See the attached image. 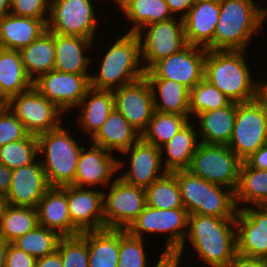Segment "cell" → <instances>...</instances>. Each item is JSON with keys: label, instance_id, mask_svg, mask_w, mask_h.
Instances as JSON below:
<instances>
[{"label": "cell", "instance_id": "6da1fadb", "mask_svg": "<svg viewBox=\"0 0 267 267\" xmlns=\"http://www.w3.org/2000/svg\"><path fill=\"white\" fill-rule=\"evenodd\" d=\"M186 240L200 258L202 267H225L237 253L235 218L190 214L186 237L175 252L180 257Z\"/></svg>", "mask_w": 267, "mask_h": 267}, {"label": "cell", "instance_id": "7a4b0ae2", "mask_svg": "<svg viewBox=\"0 0 267 267\" xmlns=\"http://www.w3.org/2000/svg\"><path fill=\"white\" fill-rule=\"evenodd\" d=\"M256 0H222L214 33V50L247 51L267 19V9Z\"/></svg>", "mask_w": 267, "mask_h": 267}, {"label": "cell", "instance_id": "3957f363", "mask_svg": "<svg viewBox=\"0 0 267 267\" xmlns=\"http://www.w3.org/2000/svg\"><path fill=\"white\" fill-rule=\"evenodd\" d=\"M247 51L207 50L204 79L214 85L232 102L256 99L257 81L246 63Z\"/></svg>", "mask_w": 267, "mask_h": 267}, {"label": "cell", "instance_id": "277c9868", "mask_svg": "<svg viewBox=\"0 0 267 267\" xmlns=\"http://www.w3.org/2000/svg\"><path fill=\"white\" fill-rule=\"evenodd\" d=\"M102 57L97 74L90 76V87L114 90L144 77L140 41L136 33L120 35ZM141 65V66H140Z\"/></svg>", "mask_w": 267, "mask_h": 267}, {"label": "cell", "instance_id": "5b68a950", "mask_svg": "<svg viewBox=\"0 0 267 267\" xmlns=\"http://www.w3.org/2000/svg\"><path fill=\"white\" fill-rule=\"evenodd\" d=\"M177 179L184 208L188 215L198 214L218 218H236L235 191L212 184L189 170L172 172Z\"/></svg>", "mask_w": 267, "mask_h": 267}, {"label": "cell", "instance_id": "8992f818", "mask_svg": "<svg viewBox=\"0 0 267 267\" xmlns=\"http://www.w3.org/2000/svg\"><path fill=\"white\" fill-rule=\"evenodd\" d=\"M72 136L70 130L62 124L37 136L38 155L42 158L39 160L50 187H63L74 183L83 146Z\"/></svg>", "mask_w": 267, "mask_h": 267}, {"label": "cell", "instance_id": "52a82bcc", "mask_svg": "<svg viewBox=\"0 0 267 267\" xmlns=\"http://www.w3.org/2000/svg\"><path fill=\"white\" fill-rule=\"evenodd\" d=\"M242 162L227 145L200 143L187 170L212 184L236 191Z\"/></svg>", "mask_w": 267, "mask_h": 267}, {"label": "cell", "instance_id": "ba28073f", "mask_svg": "<svg viewBox=\"0 0 267 267\" xmlns=\"http://www.w3.org/2000/svg\"><path fill=\"white\" fill-rule=\"evenodd\" d=\"M93 1L95 0H50L47 30L95 41L99 23Z\"/></svg>", "mask_w": 267, "mask_h": 267}, {"label": "cell", "instance_id": "9c48e42d", "mask_svg": "<svg viewBox=\"0 0 267 267\" xmlns=\"http://www.w3.org/2000/svg\"><path fill=\"white\" fill-rule=\"evenodd\" d=\"M267 143V111L256 100L236 102V118L228 147L246 161Z\"/></svg>", "mask_w": 267, "mask_h": 267}, {"label": "cell", "instance_id": "30bf717a", "mask_svg": "<svg viewBox=\"0 0 267 267\" xmlns=\"http://www.w3.org/2000/svg\"><path fill=\"white\" fill-rule=\"evenodd\" d=\"M188 212L185 208L155 209L148 205L138 215L127 231L135 237L144 234H167L163 253H175L183 244L187 234Z\"/></svg>", "mask_w": 267, "mask_h": 267}, {"label": "cell", "instance_id": "8fae6325", "mask_svg": "<svg viewBox=\"0 0 267 267\" xmlns=\"http://www.w3.org/2000/svg\"><path fill=\"white\" fill-rule=\"evenodd\" d=\"M103 192L104 229L127 230L146 207L145 188L125 183L120 177Z\"/></svg>", "mask_w": 267, "mask_h": 267}, {"label": "cell", "instance_id": "7c38bea8", "mask_svg": "<svg viewBox=\"0 0 267 267\" xmlns=\"http://www.w3.org/2000/svg\"><path fill=\"white\" fill-rule=\"evenodd\" d=\"M136 34L145 72L157 61L179 52L187 45L183 19L178 17L143 26Z\"/></svg>", "mask_w": 267, "mask_h": 267}, {"label": "cell", "instance_id": "4fadbf2b", "mask_svg": "<svg viewBox=\"0 0 267 267\" xmlns=\"http://www.w3.org/2000/svg\"><path fill=\"white\" fill-rule=\"evenodd\" d=\"M10 111L30 135L38 136L58 128L64 112L33 86L9 99Z\"/></svg>", "mask_w": 267, "mask_h": 267}, {"label": "cell", "instance_id": "5bb4252c", "mask_svg": "<svg viewBox=\"0 0 267 267\" xmlns=\"http://www.w3.org/2000/svg\"><path fill=\"white\" fill-rule=\"evenodd\" d=\"M206 55V48L187 44L179 52L157 61L144 77L176 81L190 90L204 78Z\"/></svg>", "mask_w": 267, "mask_h": 267}, {"label": "cell", "instance_id": "9a60e30c", "mask_svg": "<svg viewBox=\"0 0 267 267\" xmlns=\"http://www.w3.org/2000/svg\"><path fill=\"white\" fill-rule=\"evenodd\" d=\"M90 76L53 69L34 80L33 87L66 113L75 109L86 95Z\"/></svg>", "mask_w": 267, "mask_h": 267}, {"label": "cell", "instance_id": "2e32d148", "mask_svg": "<svg viewBox=\"0 0 267 267\" xmlns=\"http://www.w3.org/2000/svg\"><path fill=\"white\" fill-rule=\"evenodd\" d=\"M91 146V147H90ZM86 149L84 146L79 154L76 176L73 186L82 188H93L99 184L105 188L115 180V173H120L125 166V160L113 157V154L93 143ZM118 171V172H117Z\"/></svg>", "mask_w": 267, "mask_h": 267}, {"label": "cell", "instance_id": "e0dca14e", "mask_svg": "<svg viewBox=\"0 0 267 267\" xmlns=\"http://www.w3.org/2000/svg\"><path fill=\"white\" fill-rule=\"evenodd\" d=\"M114 108L141 134L152 118L154 103L145 77L112 90Z\"/></svg>", "mask_w": 267, "mask_h": 267}, {"label": "cell", "instance_id": "ac0fdd59", "mask_svg": "<svg viewBox=\"0 0 267 267\" xmlns=\"http://www.w3.org/2000/svg\"><path fill=\"white\" fill-rule=\"evenodd\" d=\"M235 226L237 253L267 259V206L239 209Z\"/></svg>", "mask_w": 267, "mask_h": 267}, {"label": "cell", "instance_id": "d6986e66", "mask_svg": "<svg viewBox=\"0 0 267 267\" xmlns=\"http://www.w3.org/2000/svg\"><path fill=\"white\" fill-rule=\"evenodd\" d=\"M103 192L102 189L66 186L71 222L80 233L104 229Z\"/></svg>", "mask_w": 267, "mask_h": 267}, {"label": "cell", "instance_id": "ffe728a7", "mask_svg": "<svg viewBox=\"0 0 267 267\" xmlns=\"http://www.w3.org/2000/svg\"><path fill=\"white\" fill-rule=\"evenodd\" d=\"M129 157V169L118 175L125 183L142 188L149 187L154 181L167 173L164 169L160 148L144 142L141 138L129 149L122 152Z\"/></svg>", "mask_w": 267, "mask_h": 267}, {"label": "cell", "instance_id": "44dd1931", "mask_svg": "<svg viewBox=\"0 0 267 267\" xmlns=\"http://www.w3.org/2000/svg\"><path fill=\"white\" fill-rule=\"evenodd\" d=\"M50 188L41 161L12 170L11 185L5 195L7 204L36 208Z\"/></svg>", "mask_w": 267, "mask_h": 267}, {"label": "cell", "instance_id": "7402d4cb", "mask_svg": "<svg viewBox=\"0 0 267 267\" xmlns=\"http://www.w3.org/2000/svg\"><path fill=\"white\" fill-rule=\"evenodd\" d=\"M219 14L220 2L195 0L183 18L186 43L214 50V33Z\"/></svg>", "mask_w": 267, "mask_h": 267}, {"label": "cell", "instance_id": "603a6c76", "mask_svg": "<svg viewBox=\"0 0 267 267\" xmlns=\"http://www.w3.org/2000/svg\"><path fill=\"white\" fill-rule=\"evenodd\" d=\"M36 208L40 226L54 230L62 237L81 234L71 222L66 186L50 187Z\"/></svg>", "mask_w": 267, "mask_h": 267}, {"label": "cell", "instance_id": "cb8c5ba5", "mask_svg": "<svg viewBox=\"0 0 267 267\" xmlns=\"http://www.w3.org/2000/svg\"><path fill=\"white\" fill-rule=\"evenodd\" d=\"M93 43L94 41L91 39L54 33V70L72 74L91 75L90 67L88 66H91L93 58L90 55H86L85 52L92 48Z\"/></svg>", "mask_w": 267, "mask_h": 267}, {"label": "cell", "instance_id": "d4e9b609", "mask_svg": "<svg viewBox=\"0 0 267 267\" xmlns=\"http://www.w3.org/2000/svg\"><path fill=\"white\" fill-rule=\"evenodd\" d=\"M200 142L210 145H227L231 140L235 118L236 102L222 108L201 112L194 117Z\"/></svg>", "mask_w": 267, "mask_h": 267}, {"label": "cell", "instance_id": "484cf974", "mask_svg": "<svg viewBox=\"0 0 267 267\" xmlns=\"http://www.w3.org/2000/svg\"><path fill=\"white\" fill-rule=\"evenodd\" d=\"M48 19H34L8 14L0 19L2 49L20 51L47 30Z\"/></svg>", "mask_w": 267, "mask_h": 267}, {"label": "cell", "instance_id": "4316f807", "mask_svg": "<svg viewBox=\"0 0 267 267\" xmlns=\"http://www.w3.org/2000/svg\"><path fill=\"white\" fill-rule=\"evenodd\" d=\"M194 124L196 123H192L191 120L168 142L160 147L162 164L167 172L172 173L189 168L192 157L201 143L198 131L194 129L197 127ZM164 156H166V159Z\"/></svg>", "mask_w": 267, "mask_h": 267}, {"label": "cell", "instance_id": "83f0119b", "mask_svg": "<svg viewBox=\"0 0 267 267\" xmlns=\"http://www.w3.org/2000/svg\"><path fill=\"white\" fill-rule=\"evenodd\" d=\"M140 138L141 134L114 108L99 131L90 139V143L111 153L114 150L122 153Z\"/></svg>", "mask_w": 267, "mask_h": 267}, {"label": "cell", "instance_id": "f1b7e54d", "mask_svg": "<svg viewBox=\"0 0 267 267\" xmlns=\"http://www.w3.org/2000/svg\"><path fill=\"white\" fill-rule=\"evenodd\" d=\"M76 108L81 109L76 117L77 124H80L85 134H90L88 138H92L114 109L113 92L90 87Z\"/></svg>", "mask_w": 267, "mask_h": 267}, {"label": "cell", "instance_id": "f546056e", "mask_svg": "<svg viewBox=\"0 0 267 267\" xmlns=\"http://www.w3.org/2000/svg\"><path fill=\"white\" fill-rule=\"evenodd\" d=\"M154 110L190 116L189 89L181 83L167 79H147Z\"/></svg>", "mask_w": 267, "mask_h": 267}, {"label": "cell", "instance_id": "4dcf8cb0", "mask_svg": "<svg viewBox=\"0 0 267 267\" xmlns=\"http://www.w3.org/2000/svg\"><path fill=\"white\" fill-rule=\"evenodd\" d=\"M19 52L26 74L32 81L36 80L40 75L54 69V33L49 30L44 31L35 41Z\"/></svg>", "mask_w": 267, "mask_h": 267}, {"label": "cell", "instance_id": "1f68e13d", "mask_svg": "<svg viewBox=\"0 0 267 267\" xmlns=\"http://www.w3.org/2000/svg\"><path fill=\"white\" fill-rule=\"evenodd\" d=\"M235 201L238 210L252 206H267V170L253 168L243 161Z\"/></svg>", "mask_w": 267, "mask_h": 267}, {"label": "cell", "instance_id": "d6a6232c", "mask_svg": "<svg viewBox=\"0 0 267 267\" xmlns=\"http://www.w3.org/2000/svg\"><path fill=\"white\" fill-rule=\"evenodd\" d=\"M120 9L133 24L127 33H137L143 26L173 18L165 0H124Z\"/></svg>", "mask_w": 267, "mask_h": 267}, {"label": "cell", "instance_id": "836d02e7", "mask_svg": "<svg viewBox=\"0 0 267 267\" xmlns=\"http://www.w3.org/2000/svg\"><path fill=\"white\" fill-rule=\"evenodd\" d=\"M33 86L25 72L20 52L10 49L0 51V89L10 99Z\"/></svg>", "mask_w": 267, "mask_h": 267}, {"label": "cell", "instance_id": "e575fe53", "mask_svg": "<svg viewBox=\"0 0 267 267\" xmlns=\"http://www.w3.org/2000/svg\"><path fill=\"white\" fill-rule=\"evenodd\" d=\"M119 230L88 231V267H117Z\"/></svg>", "mask_w": 267, "mask_h": 267}, {"label": "cell", "instance_id": "d590c367", "mask_svg": "<svg viewBox=\"0 0 267 267\" xmlns=\"http://www.w3.org/2000/svg\"><path fill=\"white\" fill-rule=\"evenodd\" d=\"M38 225L37 208L7 204L0 219V236L13 243Z\"/></svg>", "mask_w": 267, "mask_h": 267}, {"label": "cell", "instance_id": "8d00e7d4", "mask_svg": "<svg viewBox=\"0 0 267 267\" xmlns=\"http://www.w3.org/2000/svg\"><path fill=\"white\" fill-rule=\"evenodd\" d=\"M190 116L154 111L141 139L158 148L190 122Z\"/></svg>", "mask_w": 267, "mask_h": 267}, {"label": "cell", "instance_id": "74e56055", "mask_svg": "<svg viewBox=\"0 0 267 267\" xmlns=\"http://www.w3.org/2000/svg\"><path fill=\"white\" fill-rule=\"evenodd\" d=\"M146 205L155 209L184 208L176 176L167 172L145 188Z\"/></svg>", "mask_w": 267, "mask_h": 267}, {"label": "cell", "instance_id": "f35d334b", "mask_svg": "<svg viewBox=\"0 0 267 267\" xmlns=\"http://www.w3.org/2000/svg\"><path fill=\"white\" fill-rule=\"evenodd\" d=\"M61 237L56 231L38 225L13 244L29 255L40 258L54 253Z\"/></svg>", "mask_w": 267, "mask_h": 267}, {"label": "cell", "instance_id": "ab89813d", "mask_svg": "<svg viewBox=\"0 0 267 267\" xmlns=\"http://www.w3.org/2000/svg\"><path fill=\"white\" fill-rule=\"evenodd\" d=\"M38 155L37 136L28 135L26 138L7 143L0 147V163L14 170L35 162Z\"/></svg>", "mask_w": 267, "mask_h": 267}, {"label": "cell", "instance_id": "60d3db41", "mask_svg": "<svg viewBox=\"0 0 267 267\" xmlns=\"http://www.w3.org/2000/svg\"><path fill=\"white\" fill-rule=\"evenodd\" d=\"M231 100L204 78L189 90L190 119L201 112L227 106ZM193 115V117H191Z\"/></svg>", "mask_w": 267, "mask_h": 267}, {"label": "cell", "instance_id": "b9f144b4", "mask_svg": "<svg viewBox=\"0 0 267 267\" xmlns=\"http://www.w3.org/2000/svg\"><path fill=\"white\" fill-rule=\"evenodd\" d=\"M57 251L63 267H88V231L75 236L61 237Z\"/></svg>", "mask_w": 267, "mask_h": 267}, {"label": "cell", "instance_id": "7bdbcfd3", "mask_svg": "<svg viewBox=\"0 0 267 267\" xmlns=\"http://www.w3.org/2000/svg\"><path fill=\"white\" fill-rule=\"evenodd\" d=\"M144 239L132 236L127 230H119V256L117 267H148Z\"/></svg>", "mask_w": 267, "mask_h": 267}, {"label": "cell", "instance_id": "ee69618b", "mask_svg": "<svg viewBox=\"0 0 267 267\" xmlns=\"http://www.w3.org/2000/svg\"><path fill=\"white\" fill-rule=\"evenodd\" d=\"M29 135L21 121L10 111L0 112V147L14 141H19Z\"/></svg>", "mask_w": 267, "mask_h": 267}, {"label": "cell", "instance_id": "f6af8a7d", "mask_svg": "<svg viewBox=\"0 0 267 267\" xmlns=\"http://www.w3.org/2000/svg\"><path fill=\"white\" fill-rule=\"evenodd\" d=\"M50 0H11L10 13L34 19L49 18Z\"/></svg>", "mask_w": 267, "mask_h": 267}, {"label": "cell", "instance_id": "bcb514c9", "mask_svg": "<svg viewBox=\"0 0 267 267\" xmlns=\"http://www.w3.org/2000/svg\"><path fill=\"white\" fill-rule=\"evenodd\" d=\"M36 261L37 258L19 249L13 243H9L6 252L5 267H36Z\"/></svg>", "mask_w": 267, "mask_h": 267}, {"label": "cell", "instance_id": "7dc6e473", "mask_svg": "<svg viewBox=\"0 0 267 267\" xmlns=\"http://www.w3.org/2000/svg\"><path fill=\"white\" fill-rule=\"evenodd\" d=\"M225 267H267V259L236 253Z\"/></svg>", "mask_w": 267, "mask_h": 267}, {"label": "cell", "instance_id": "c3c4849f", "mask_svg": "<svg viewBox=\"0 0 267 267\" xmlns=\"http://www.w3.org/2000/svg\"><path fill=\"white\" fill-rule=\"evenodd\" d=\"M165 2L167 3L173 17H177L178 15L181 19H183L189 9L193 6L195 0H165Z\"/></svg>", "mask_w": 267, "mask_h": 267}, {"label": "cell", "instance_id": "681fc988", "mask_svg": "<svg viewBox=\"0 0 267 267\" xmlns=\"http://www.w3.org/2000/svg\"><path fill=\"white\" fill-rule=\"evenodd\" d=\"M246 162L253 168L267 170V143L250 156Z\"/></svg>", "mask_w": 267, "mask_h": 267}, {"label": "cell", "instance_id": "f907efd6", "mask_svg": "<svg viewBox=\"0 0 267 267\" xmlns=\"http://www.w3.org/2000/svg\"><path fill=\"white\" fill-rule=\"evenodd\" d=\"M36 267H63L59 252L56 250L50 255L37 258Z\"/></svg>", "mask_w": 267, "mask_h": 267}, {"label": "cell", "instance_id": "816d5d0a", "mask_svg": "<svg viewBox=\"0 0 267 267\" xmlns=\"http://www.w3.org/2000/svg\"><path fill=\"white\" fill-rule=\"evenodd\" d=\"M182 257L176 253H161V257L154 267H180Z\"/></svg>", "mask_w": 267, "mask_h": 267}, {"label": "cell", "instance_id": "f5cc1de1", "mask_svg": "<svg viewBox=\"0 0 267 267\" xmlns=\"http://www.w3.org/2000/svg\"><path fill=\"white\" fill-rule=\"evenodd\" d=\"M12 170L0 163V194L6 195L11 185Z\"/></svg>", "mask_w": 267, "mask_h": 267}, {"label": "cell", "instance_id": "db71d44e", "mask_svg": "<svg viewBox=\"0 0 267 267\" xmlns=\"http://www.w3.org/2000/svg\"><path fill=\"white\" fill-rule=\"evenodd\" d=\"M266 82V83H265ZM257 81L256 100L267 111V81Z\"/></svg>", "mask_w": 267, "mask_h": 267}, {"label": "cell", "instance_id": "11a10c76", "mask_svg": "<svg viewBox=\"0 0 267 267\" xmlns=\"http://www.w3.org/2000/svg\"><path fill=\"white\" fill-rule=\"evenodd\" d=\"M9 243L0 236V267H5L6 252Z\"/></svg>", "mask_w": 267, "mask_h": 267}, {"label": "cell", "instance_id": "9f6ffc18", "mask_svg": "<svg viewBox=\"0 0 267 267\" xmlns=\"http://www.w3.org/2000/svg\"><path fill=\"white\" fill-rule=\"evenodd\" d=\"M11 0H0V19L10 14Z\"/></svg>", "mask_w": 267, "mask_h": 267}, {"label": "cell", "instance_id": "6f0895ef", "mask_svg": "<svg viewBox=\"0 0 267 267\" xmlns=\"http://www.w3.org/2000/svg\"><path fill=\"white\" fill-rule=\"evenodd\" d=\"M0 108H9V99L0 89Z\"/></svg>", "mask_w": 267, "mask_h": 267}, {"label": "cell", "instance_id": "680465c9", "mask_svg": "<svg viewBox=\"0 0 267 267\" xmlns=\"http://www.w3.org/2000/svg\"><path fill=\"white\" fill-rule=\"evenodd\" d=\"M6 205H7L6 196L0 194V219H1L2 215H3V211H4L5 207H6Z\"/></svg>", "mask_w": 267, "mask_h": 267}, {"label": "cell", "instance_id": "91938a15", "mask_svg": "<svg viewBox=\"0 0 267 267\" xmlns=\"http://www.w3.org/2000/svg\"><path fill=\"white\" fill-rule=\"evenodd\" d=\"M103 1H105V0H103ZM113 1H114V3L117 4V7H120L124 2V0H113Z\"/></svg>", "mask_w": 267, "mask_h": 267}, {"label": "cell", "instance_id": "94428289", "mask_svg": "<svg viewBox=\"0 0 267 267\" xmlns=\"http://www.w3.org/2000/svg\"><path fill=\"white\" fill-rule=\"evenodd\" d=\"M7 109H9V108H0V112L4 111V110H7Z\"/></svg>", "mask_w": 267, "mask_h": 267}]
</instances>
